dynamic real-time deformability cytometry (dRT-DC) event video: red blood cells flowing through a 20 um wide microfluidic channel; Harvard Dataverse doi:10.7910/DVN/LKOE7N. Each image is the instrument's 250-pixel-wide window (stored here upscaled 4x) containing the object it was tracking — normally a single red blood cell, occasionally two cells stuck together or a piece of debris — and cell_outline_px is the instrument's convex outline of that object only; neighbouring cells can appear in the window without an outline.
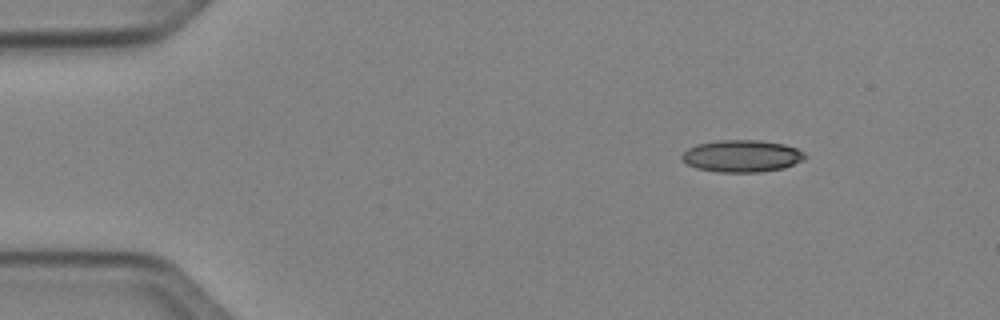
{"species": "Egyptian fruit bat (a non-hibernating species)", "species_latin": "Rousettus aegyptiacus", "temperature_condition": "cold", "stored_images_in_passage": 44, "camera_frame_rate_fps": 3000, "um_per_image_px": 0.085, "animal": {"sex": "female"}, "frame": {"image": 1, "passage_image": 1, "time_ms": 0.0, "image_size_px": [1000, 320], "cell_outline_px": [[808, 156], [804, 160], [784, 168], [756, 172], [716, 172], [696, 168], [688, 164], [680, 156], [688, 148], [696, 144], [716, 140], [760, 140], [784, 144], [796, 148], [804, 152]], "centroid_in_image_um": [63.07, 13.26], "position_along_channel_um": 21.9, "area_um2": 23.12}}
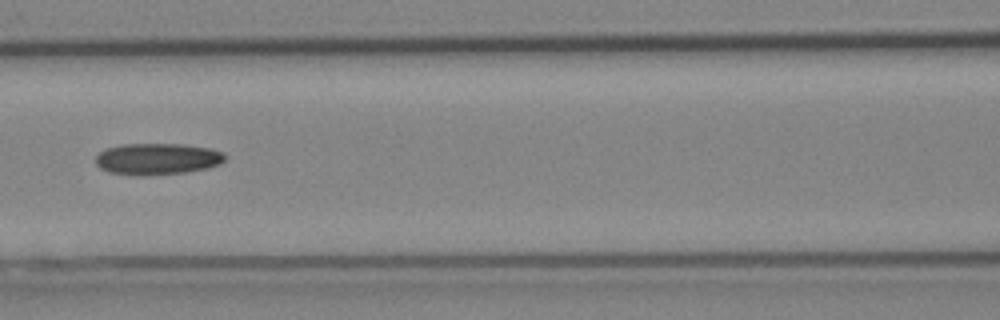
{"frame": {"image": 2, "passage_image": 17, "time_ms": 5.333, "image_size_px": [1000, 320], "cell_outline_px": [[224, 160], [220, 164], [208, 168], [184, 172], [112, 172], [100, 168], [96, 164], [96, 156], [100, 152], [108, 148], [124, 144], [180, 144], [208, 148], [220, 152], [224, 156]], "centroid_in_image_um": [13.4, 13.45], "position_along_channel_um": 153.2, "area_um2": 22.31}}
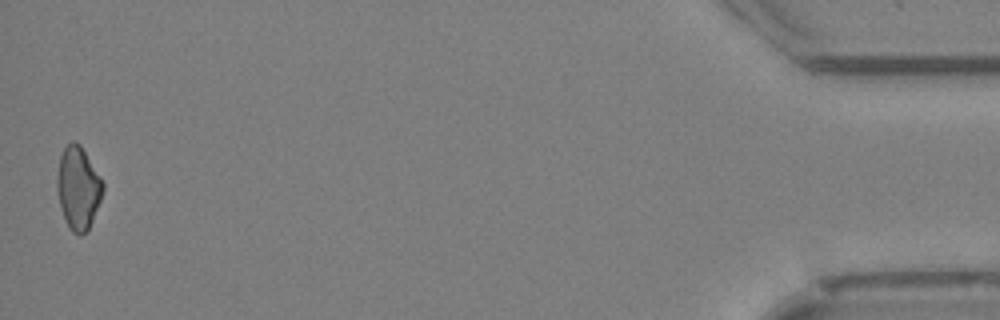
{"frame": {"image": 3, "passage_image": 44, "time_ms": 14.333, "image_size_px": [1000, 320], "cell_outline_px": [[104, 192], [92, 220], [88, 228], [80, 236], [72, 232], [68, 228], [64, 220], [60, 208], [56, 192], [56, 176], [60, 156], [64, 148], [72, 140], [80, 144], [104, 184]], "centroid_in_image_um": [6.61, 16.0], "position_along_channel_um": 428.6, "area_um2": 22.2}}